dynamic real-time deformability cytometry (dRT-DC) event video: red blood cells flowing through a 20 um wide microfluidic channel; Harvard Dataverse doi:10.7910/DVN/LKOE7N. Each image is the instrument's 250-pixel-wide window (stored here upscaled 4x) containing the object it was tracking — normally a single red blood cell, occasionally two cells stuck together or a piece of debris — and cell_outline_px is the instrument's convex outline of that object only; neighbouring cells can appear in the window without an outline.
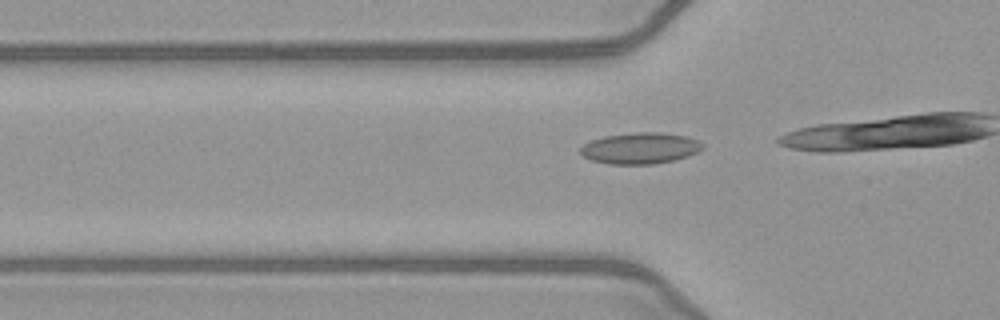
{"species": "common noctule bat (a hibernating species)", "species_latin": "Nyctalus noctula", "temperature_condition": "warm", "stored_images_in_passage": 17, "camera_frame_rate_fps": 3000, "um_per_image_px": 0.085, "animal": {"sex": "female", "body_mass_g": 21.9}, "frame": {"image": 1, "passage_image": 14, "time_ms": 4.333, "image_size_px": [1000, 320], "cell_outline_px": [[704, 148], [688, 156], [672, 160], [652, 164], [608, 164], [592, 160], [584, 156], [580, 152], [580, 148], [584, 144], [592, 140], [604, 136], [636, 132], [660, 132], [684, 136], [696, 140], [704, 144]], "centroid_in_image_um": [54.41, 12.59], "position_along_channel_um": 71.4, "area_um2": 22.02}}